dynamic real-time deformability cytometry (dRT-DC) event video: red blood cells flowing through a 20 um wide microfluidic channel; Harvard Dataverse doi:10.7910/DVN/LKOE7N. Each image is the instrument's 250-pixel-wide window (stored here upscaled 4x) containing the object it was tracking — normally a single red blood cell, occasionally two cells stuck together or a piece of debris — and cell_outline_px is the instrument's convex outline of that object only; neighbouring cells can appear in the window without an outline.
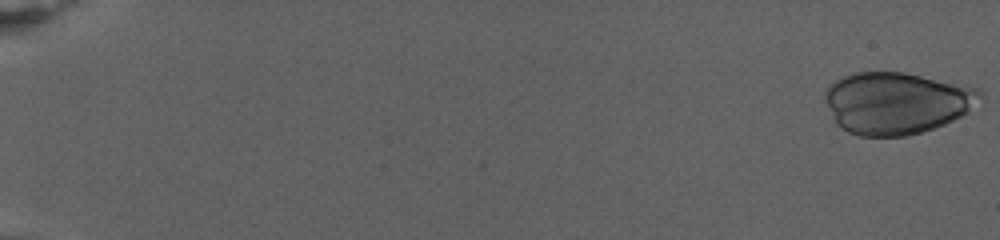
{"species": "human", "species_latin": "Homo sapiens", "temperature_condition": "warm", "stored_images_in_passage": 79, "camera_frame_rate_fps": 3000, "um_per_image_px": 0.085, "donor": {"sex": "female"}, "frame": {"image": 1, "passage_image": 1, "time_ms": 0.0, "image_size_px": [1000, 240], "cell_outline_px": [[984, 96], [968, 112], [944, 124], [920, 132], [904, 136], [860, 136], [848, 132], [840, 128], [836, 124], [824, 96], [828, 88], [836, 80], [844, 76], [856, 72], [904, 72], [980, 88], [984, 92]], "centroid_in_image_um": [76.24, 8.74], "position_along_channel_um": 8.8, "area_um2": 55.78}}
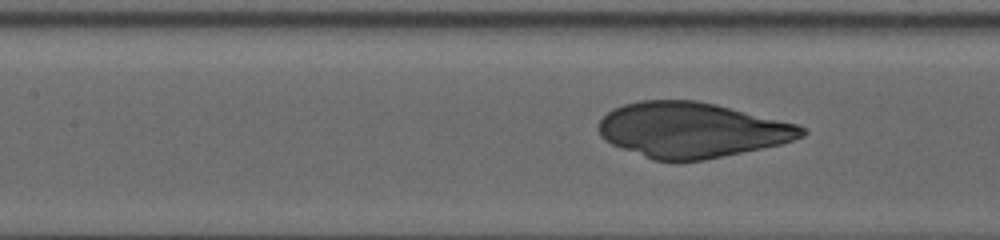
{"frame": {"image": 2, "passage_image": 39, "time_ms": 12.667, "image_size_px": [1000, 240], "cell_outline_px": [[808, 132], [804, 136], [780, 144], [704, 160], [652, 160], [620, 148], [604, 140], [600, 136], [596, 128], [600, 120], [612, 108], [624, 104], [640, 100], [696, 100], [716, 104], [796, 124], [804, 128]], "centroid_in_image_um": [58.74, 11.04], "position_along_channel_um": 148.7, "area_um2": 65.2}}
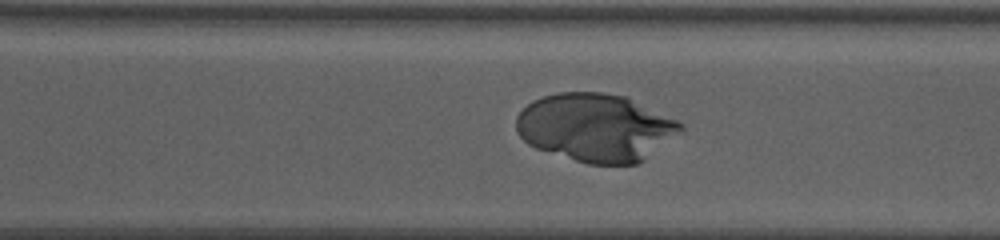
{"frame": {"image": 3, "passage_image": 58, "time_ms": 19.0, "image_size_px": [1000, 240], "cell_outline_px": [[684, 132], [636, 164], [588, 164], [536, 148], [528, 144], [520, 136], [516, 128], [516, 116], [532, 100], [544, 96], [560, 92], [600, 92], [628, 96], [684, 124]], "centroid_in_image_um": [50.65, 10.83], "position_along_channel_um": 319.9, "area_um2": 65.2}}